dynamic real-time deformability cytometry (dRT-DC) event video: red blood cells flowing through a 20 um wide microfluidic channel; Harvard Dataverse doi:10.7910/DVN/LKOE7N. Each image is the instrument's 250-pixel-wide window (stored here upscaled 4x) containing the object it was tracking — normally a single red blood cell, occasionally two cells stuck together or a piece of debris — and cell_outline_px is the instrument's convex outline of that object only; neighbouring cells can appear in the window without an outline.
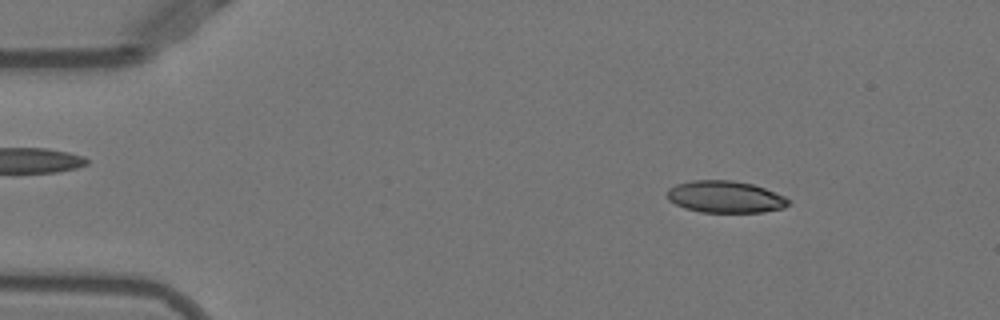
{"species": "Egyptian fruit bat (a non-hibernating species)", "species_latin": "Rousettus aegyptiacus", "temperature_condition": "warm", "stored_images_in_passage": 47, "camera_frame_rate_fps": 3000, "um_per_image_px": 0.085, "animal": {"sex": "female"}, "frame": {"image": 1, "passage_image": 3, "time_ms": 0.667, "image_size_px": [1000, 320], "cell_outline_px": [[792, 200], [784, 208], [764, 212], [700, 212], [684, 208], [668, 200], [668, 188], [676, 184], [692, 180], [732, 180], [752, 184], [764, 188], [784, 196]], "centroid_in_image_um": [61.65, 16.73], "position_along_channel_um": 23.4, "area_um2": 22.6}}
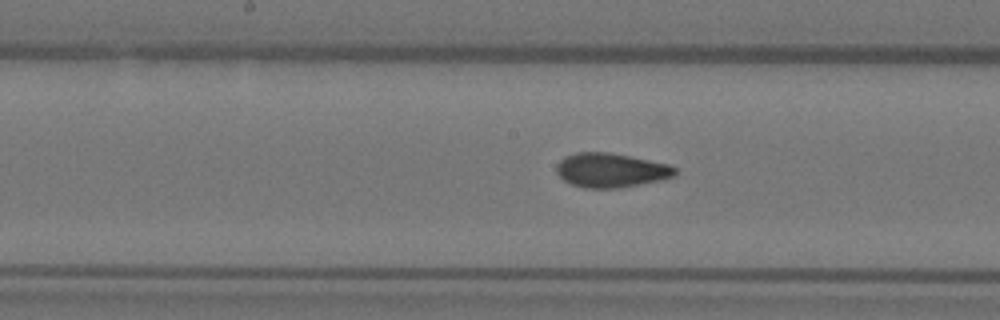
{"frame": {"image": 2, "passage_image": 22, "time_ms": 7.0, "image_size_px": [1000, 320], "cell_outline_px": [[676, 176], [664, 180], [620, 188], [584, 188], [572, 184], [564, 180], [556, 172], [556, 164], [564, 156], [576, 152], [608, 152], [668, 164], [676, 168]], "centroid_in_image_um": [51.93, 14.48], "position_along_channel_um": 196.3, "area_um2": 23.81}}
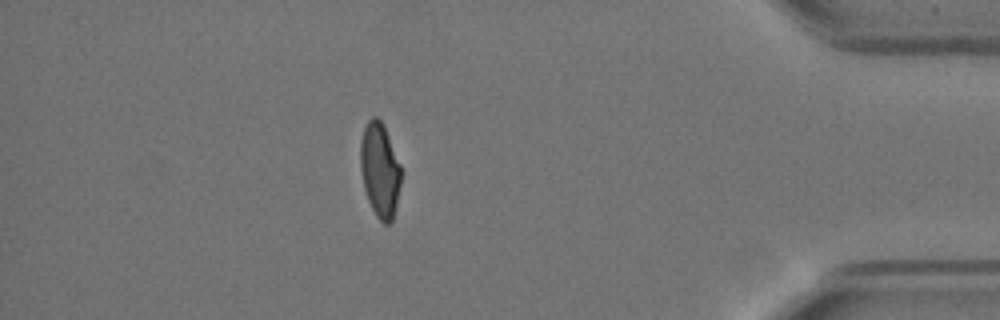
{"frame": {"image": 3, "passage_image": 41, "time_ms": 13.333, "image_size_px": [1000, 320], "cell_outline_px": [[400, 184], [396, 204], [392, 220], [388, 224], [384, 224], [376, 216], [368, 200], [364, 188], [360, 168], [360, 140], [364, 128], [368, 120], [372, 116], [376, 116], [380, 120], [384, 128], [400, 164]], "centroid_in_image_um": [32.26, 14.45], "position_along_channel_um": 402.9, "area_um2": 22.02}, "authors_computed_cell_mechanics": {"area_um2": 23.2356, "velocity_mm_per_s": 3.9378, "shape_relaxation_time_tau1_ms": null, "shape_relaxation_time_tau2_ms": 1.2125, "deformation_change_tau1": null, "deformation_change_tau2": 0.0772}}